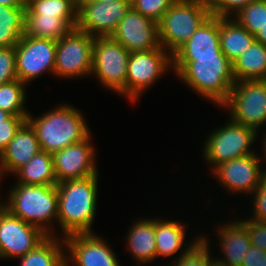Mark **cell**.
Returning <instances> with one entry per match:
<instances>
[{
    "label": "cell",
    "mask_w": 266,
    "mask_h": 266,
    "mask_svg": "<svg viewBox=\"0 0 266 266\" xmlns=\"http://www.w3.org/2000/svg\"><path fill=\"white\" fill-rule=\"evenodd\" d=\"M172 68L186 86L219 107L228 99L236 82L232 62L225 55L172 57Z\"/></svg>",
    "instance_id": "obj_1"
},
{
    "label": "cell",
    "mask_w": 266,
    "mask_h": 266,
    "mask_svg": "<svg viewBox=\"0 0 266 266\" xmlns=\"http://www.w3.org/2000/svg\"><path fill=\"white\" fill-rule=\"evenodd\" d=\"M98 179L97 174L56 185L58 190L57 221L63 235L93 232L91 225L97 209Z\"/></svg>",
    "instance_id": "obj_2"
},
{
    "label": "cell",
    "mask_w": 266,
    "mask_h": 266,
    "mask_svg": "<svg viewBox=\"0 0 266 266\" xmlns=\"http://www.w3.org/2000/svg\"><path fill=\"white\" fill-rule=\"evenodd\" d=\"M56 107L37 118L30 114L26 118L36 134L41 150L51 154L91 135L79 109L67 104Z\"/></svg>",
    "instance_id": "obj_3"
},
{
    "label": "cell",
    "mask_w": 266,
    "mask_h": 266,
    "mask_svg": "<svg viewBox=\"0 0 266 266\" xmlns=\"http://www.w3.org/2000/svg\"><path fill=\"white\" fill-rule=\"evenodd\" d=\"M16 184L2 207L13 216L39 227L48 236L54 235L51 226L58 218L57 186Z\"/></svg>",
    "instance_id": "obj_4"
},
{
    "label": "cell",
    "mask_w": 266,
    "mask_h": 266,
    "mask_svg": "<svg viewBox=\"0 0 266 266\" xmlns=\"http://www.w3.org/2000/svg\"><path fill=\"white\" fill-rule=\"evenodd\" d=\"M210 16L204 0H175L158 22L160 46L172 55Z\"/></svg>",
    "instance_id": "obj_5"
},
{
    "label": "cell",
    "mask_w": 266,
    "mask_h": 266,
    "mask_svg": "<svg viewBox=\"0 0 266 266\" xmlns=\"http://www.w3.org/2000/svg\"><path fill=\"white\" fill-rule=\"evenodd\" d=\"M130 52L111 36L94 37L92 71L107 89L126 97V78Z\"/></svg>",
    "instance_id": "obj_6"
},
{
    "label": "cell",
    "mask_w": 266,
    "mask_h": 266,
    "mask_svg": "<svg viewBox=\"0 0 266 266\" xmlns=\"http://www.w3.org/2000/svg\"><path fill=\"white\" fill-rule=\"evenodd\" d=\"M220 107H227L233 122L259 131L258 127L266 123V83L263 80L235 82Z\"/></svg>",
    "instance_id": "obj_7"
},
{
    "label": "cell",
    "mask_w": 266,
    "mask_h": 266,
    "mask_svg": "<svg viewBox=\"0 0 266 266\" xmlns=\"http://www.w3.org/2000/svg\"><path fill=\"white\" fill-rule=\"evenodd\" d=\"M257 133L250 127L228 120L224 127L214 130L207 137L203 151L206 163L212 164L213 170L223 162L255 154L249 148L255 142Z\"/></svg>",
    "instance_id": "obj_8"
},
{
    "label": "cell",
    "mask_w": 266,
    "mask_h": 266,
    "mask_svg": "<svg viewBox=\"0 0 266 266\" xmlns=\"http://www.w3.org/2000/svg\"><path fill=\"white\" fill-rule=\"evenodd\" d=\"M93 42V36L76 28L57 40L54 75L66 79L92 75Z\"/></svg>",
    "instance_id": "obj_9"
},
{
    "label": "cell",
    "mask_w": 266,
    "mask_h": 266,
    "mask_svg": "<svg viewBox=\"0 0 266 266\" xmlns=\"http://www.w3.org/2000/svg\"><path fill=\"white\" fill-rule=\"evenodd\" d=\"M170 66L172 67V55L163 47L131 52L127 67L126 97L132 103L137 101L141 92L158 81Z\"/></svg>",
    "instance_id": "obj_10"
},
{
    "label": "cell",
    "mask_w": 266,
    "mask_h": 266,
    "mask_svg": "<svg viewBox=\"0 0 266 266\" xmlns=\"http://www.w3.org/2000/svg\"><path fill=\"white\" fill-rule=\"evenodd\" d=\"M17 79L30 83L43 73L54 74L56 62V40L22 35L15 45Z\"/></svg>",
    "instance_id": "obj_11"
},
{
    "label": "cell",
    "mask_w": 266,
    "mask_h": 266,
    "mask_svg": "<svg viewBox=\"0 0 266 266\" xmlns=\"http://www.w3.org/2000/svg\"><path fill=\"white\" fill-rule=\"evenodd\" d=\"M48 235L39 227L26 223L0 208V257L19 258L24 256Z\"/></svg>",
    "instance_id": "obj_12"
},
{
    "label": "cell",
    "mask_w": 266,
    "mask_h": 266,
    "mask_svg": "<svg viewBox=\"0 0 266 266\" xmlns=\"http://www.w3.org/2000/svg\"><path fill=\"white\" fill-rule=\"evenodd\" d=\"M131 8V2L86 1L77 7L76 29L93 37L111 36Z\"/></svg>",
    "instance_id": "obj_13"
},
{
    "label": "cell",
    "mask_w": 266,
    "mask_h": 266,
    "mask_svg": "<svg viewBox=\"0 0 266 266\" xmlns=\"http://www.w3.org/2000/svg\"><path fill=\"white\" fill-rule=\"evenodd\" d=\"M90 139L89 135L52 154L57 184L99 174L95 165V148L89 143Z\"/></svg>",
    "instance_id": "obj_14"
},
{
    "label": "cell",
    "mask_w": 266,
    "mask_h": 266,
    "mask_svg": "<svg viewBox=\"0 0 266 266\" xmlns=\"http://www.w3.org/2000/svg\"><path fill=\"white\" fill-rule=\"evenodd\" d=\"M68 255H65L66 266L69 260L75 266H121L111 246L94 233H75L63 237Z\"/></svg>",
    "instance_id": "obj_15"
},
{
    "label": "cell",
    "mask_w": 266,
    "mask_h": 266,
    "mask_svg": "<svg viewBox=\"0 0 266 266\" xmlns=\"http://www.w3.org/2000/svg\"><path fill=\"white\" fill-rule=\"evenodd\" d=\"M111 37L130 53L160 48L158 23L132 7L119 22Z\"/></svg>",
    "instance_id": "obj_16"
},
{
    "label": "cell",
    "mask_w": 266,
    "mask_h": 266,
    "mask_svg": "<svg viewBox=\"0 0 266 266\" xmlns=\"http://www.w3.org/2000/svg\"><path fill=\"white\" fill-rule=\"evenodd\" d=\"M261 159L257 154H251L223 162L213 169L214 177L228 191L251 195L260 186Z\"/></svg>",
    "instance_id": "obj_17"
},
{
    "label": "cell",
    "mask_w": 266,
    "mask_h": 266,
    "mask_svg": "<svg viewBox=\"0 0 266 266\" xmlns=\"http://www.w3.org/2000/svg\"><path fill=\"white\" fill-rule=\"evenodd\" d=\"M41 151L34 130L25 122L0 154V171L14 174L19 168Z\"/></svg>",
    "instance_id": "obj_18"
},
{
    "label": "cell",
    "mask_w": 266,
    "mask_h": 266,
    "mask_svg": "<svg viewBox=\"0 0 266 266\" xmlns=\"http://www.w3.org/2000/svg\"><path fill=\"white\" fill-rule=\"evenodd\" d=\"M221 51L219 17L211 15L172 57H216Z\"/></svg>",
    "instance_id": "obj_19"
},
{
    "label": "cell",
    "mask_w": 266,
    "mask_h": 266,
    "mask_svg": "<svg viewBox=\"0 0 266 266\" xmlns=\"http://www.w3.org/2000/svg\"><path fill=\"white\" fill-rule=\"evenodd\" d=\"M229 223L221 225L217 230L224 259L215 258V260L224 266H242L245 254L251 246L248 229L241 220Z\"/></svg>",
    "instance_id": "obj_20"
},
{
    "label": "cell",
    "mask_w": 266,
    "mask_h": 266,
    "mask_svg": "<svg viewBox=\"0 0 266 266\" xmlns=\"http://www.w3.org/2000/svg\"><path fill=\"white\" fill-rule=\"evenodd\" d=\"M185 226L178 221L155 219V238L157 257H168L181 251V255L187 253L202 237L196 238L193 242L184 244ZM184 245V246H183ZM188 245H190L188 247ZM186 247V249L183 247ZM183 249V251H182Z\"/></svg>",
    "instance_id": "obj_21"
},
{
    "label": "cell",
    "mask_w": 266,
    "mask_h": 266,
    "mask_svg": "<svg viewBox=\"0 0 266 266\" xmlns=\"http://www.w3.org/2000/svg\"><path fill=\"white\" fill-rule=\"evenodd\" d=\"M135 224V225H134ZM127 235V246L130 254L142 264L157 258L155 238V218L135 222Z\"/></svg>",
    "instance_id": "obj_22"
},
{
    "label": "cell",
    "mask_w": 266,
    "mask_h": 266,
    "mask_svg": "<svg viewBox=\"0 0 266 266\" xmlns=\"http://www.w3.org/2000/svg\"><path fill=\"white\" fill-rule=\"evenodd\" d=\"M219 17V34L222 53L233 63L255 41V36L234 18Z\"/></svg>",
    "instance_id": "obj_23"
},
{
    "label": "cell",
    "mask_w": 266,
    "mask_h": 266,
    "mask_svg": "<svg viewBox=\"0 0 266 266\" xmlns=\"http://www.w3.org/2000/svg\"><path fill=\"white\" fill-rule=\"evenodd\" d=\"M77 17L26 15L25 35L59 40L76 27Z\"/></svg>",
    "instance_id": "obj_24"
},
{
    "label": "cell",
    "mask_w": 266,
    "mask_h": 266,
    "mask_svg": "<svg viewBox=\"0 0 266 266\" xmlns=\"http://www.w3.org/2000/svg\"><path fill=\"white\" fill-rule=\"evenodd\" d=\"M236 82L266 79V46L255 40L251 46L232 63Z\"/></svg>",
    "instance_id": "obj_25"
},
{
    "label": "cell",
    "mask_w": 266,
    "mask_h": 266,
    "mask_svg": "<svg viewBox=\"0 0 266 266\" xmlns=\"http://www.w3.org/2000/svg\"><path fill=\"white\" fill-rule=\"evenodd\" d=\"M15 175L17 183L26 185H57L54 173L53 156L51 153L40 151L29 162L19 168Z\"/></svg>",
    "instance_id": "obj_26"
},
{
    "label": "cell",
    "mask_w": 266,
    "mask_h": 266,
    "mask_svg": "<svg viewBox=\"0 0 266 266\" xmlns=\"http://www.w3.org/2000/svg\"><path fill=\"white\" fill-rule=\"evenodd\" d=\"M56 238L54 235L47 236L33 250L19 257L20 266H66L65 255L62 245L65 240Z\"/></svg>",
    "instance_id": "obj_27"
},
{
    "label": "cell",
    "mask_w": 266,
    "mask_h": 266,
    "mask_svg": "<svg viewBox=\"0 0 266 266\" xmlns=\"http://www.w3.org/2000/svg\"><path fill=\"white\" fill-rule=\"evenodd\" d=\"M27 7L0 5V47L15 46L25 33Z\"/></svg>",
    "instance_id": "obj_28"
},
{
    "label": "cell",
    "mask_w": 266,
    "mask_h": 266,
    "mask_svg": "<svg viewBox=\"0 0 266 266\" xmlns=\"http://www.w3.org/2000/svg\"><path fill=\"white\" fill-rule=\"evenodd\" d=\"M23 82L15 79L0 85V109L12 116H28L31 114L24 108L26 92Z\"/></svg>",
    "instance_id": "obj_29"
},
{
    "label": "cell",
    "mask_w": 266,
    "mask_h": 266,
    "mask_svg": "<svg viewBox=\"0 0 266 266\" xmlns=\"http://www.w3.org/2000/svg\"><path fill=\"white\" fill-rule=\"evenodd\" d=\"M26 15L77 17V6L71 0H32Z\"/></svg>",
    "instance_id": "obj_30"
},
{
    "label": "cell",
    "mask_w": 266,
    "mask_h": 266,
    "mask_svg": "<svg viewBox=\"0 0 266 266\" xmlns=\"http://www.w3.org/2000/svg\"><path fill=\"white\" fill-rule=\"evenodd\" d=\"M234 19L255 36L266 26V0H253Z\"/></svg>",
    "instance_id": "obj_31"
},
{
    "label": "cell",
    "mask_w": 266,
    "mask_h": 266,
    "mask_svg": "<svg viewBox=\"0 0 266 266\" xmlns=\"http://www.w3.org/2000/svg\"><path fill=\"white\" fill-rule=\"evenodd\" d=\"M185 254L173 260L171 266H207L213 259L210 255L209 240L204 236ZM170 266V265H169Z\"/></svg>",
    "instance_id": "obj_32"
},
{
    "label": "cell",
    "mask_w": 266,
    "mask_h": 266,
    "mask_svg": "<svg viewBox=\"0 0 266 266\" xmlns=\"http://www.w3.org/2000/svg\"><path fill=\"white\" fill-rule=\"evenodd\" d=\"M174 1L175 0H132L131 7L144 17L158 23Z\"/></svg>",
    "instance_id": "obj_33"
},
{
    "label": "cell",
    "mask_w": 266,
    "mask_h": 266,
    "mask_svg": "<svg viewBox=\"0 0 266 266\" xmlns=\"http://www.w3.org/2000/svg\"><path fill=\"white\" fill-rule=\"evenodd\" d=\"M209 7L210 14L220 18H228L237 14L253 0H204Z\"/></svg>",
    "instance_id": "obj_34"
},
{
    "label": "cell",
    "mask_w": 266,
    "mask_h": 266,
    "mask_svg": "<svg viewBox=\"0 0 266 266\" xmlns=\"http://www.w3.org/2000/svg\"><path fill=\"white\" fill-rule=\"evenodd\" d=\"M17 79L15 46L0 47V85Z\"/></svg>",
    "instance_id": "obj_35"
},
{
    "label": "cell",
    "mask_w": 266,
    "mask_h": 266,
    "mask_svg": "<svg viewBox=\"0 0 266 266\" xmlns=\"http://www.w3.org/2000/svg\"><path fill=\"white\" fill-rule=\"evenodd\" d=\"M27 116H11L0 124V154L9 142L14 138L16 132L26 122Z\"/></svg>",
    "instance_id": "obj_36"
},
{
    "label": "cell",
    "mask_w": 266,
    "mask_h": 266,
    "mask_svg": "<svg viewBox=\"0 0 266 266\" xmlns=\"http://www.w3.org/2000/svg\"><path fill=\"white\" fill-rule=\"evenodd\" d=\"M241 222L248 229L251 245L266 251V222L250 220L249 218L248 220H242Z\"/></svg>",
    "instance_id": "obj_37"
},
{
    "label": "cell",
    "mask_w": 266,
    "mask_h": 266,
    "mask_svg": "<svg viewBox=\"0 0 266 266\" xmlns=\"http://www.w3.org/2000/svg\"><path fill=\"white\" fill-rule=\"evenodd\" d=\"M252 194L254 211H252L253 217L250 220L266 222V190L259 186Z\"/></svg>",
    "instance_id": "obj_38"
},
{
    "label": "cell",
    "mask_w": 266,
    "mask_h": 266,
    "mask_svg": "<svg viewBox=\"0 0 266 266\" xmlns=\"http://www.w3.org/2000/svg\"><path fill=\"white\" fill-rule=\"evenodd\" d=\"M242 266H266V251L251 245Z\"/></svg>",
    "instance_id": "obj_39"
},
{
    "label": "cell",
    "mask_w": 266,
    "mask_h": 266,
    "mask_svg": "<svg viewBox=\"0 0 266 266\" xmlns=\"http://www.w3.org/2000/svg\"><path fill=\"white\" fill-rule=\"evenodd\" d=\"M0 5L10 7H27L26 0H0Z\"/></svg>",
    "instance_id": "obj_40"
},
{
    "label": "cell",
    "mask_w": 266,
    "mask_h": 266,
    "mask_svg": "<svg viewBox=\"0 0 266 266\" xmlns=\"http://www.w3.org/2000/svg\"><path fill=\"white\" fill-rule=\"evenodd\" d=\"M255 40L266 46V26L255 35Z\"/></svg>",
    "instance_id": "obj_41"
},
{
    "label": "cell",
    "mask_w": 266,
    "mask_h": 266,
    "mask_svg": "<svg viewBox=\"0 0 266 266\" xmlns=\"http://www.w3.org/2000/svg\"><path fill=\"white\" fill-rule=\"evenodd\" d=\"M12 115L2 109H0V124H4V121L9 119Z\"/></svg>",
    "instance_id": "obj_42"
},
{
    "label": "cell",
    "mask_w": 266,
    "mask_h": 266,
    "mask_svg": "<svg viewBox=\"0 0 266 266\" xmlns=\"http://www.w3.org/2000/svg\"><path fill=\"white\" fill-rule=\"evenodd\" d=\"M266 167V166H265ZM260 186L266 190V168L261 171V180H260Z\"/></svg>",
    "instance_id": "obj_43"
},
{
    "label": "cell",
    "mask_w": 266,
    "mask_h": 266,
    "mask_svg": "<svg viewBox=\"0 0 266 266\" xmlns=\"http://www.w3.org/2000/svg\"><path fill=\"white\" fill-rule=\"evenodd\" d=\"M263 137H264V138H263V140H262V141H263V142H262V144H263V147H262V148H264V150H263V151H264V153H263V154H264V157H263V158H264V160H265V161H263V162L265 163V162H266V135H264Z\"/></svg>",
    "instance_id": "obj_44"
},
{
    "label": "cell",
    "mask_w": 266,
    "mask_h": 266,
    "mask_svg": "<svg viewBox=\"0 0 266 266\" xmlns=\"http://www.w3.org/2000/svg\"><path fill=\"white\" fill-rule=\"evenodd\" d=\"M207 266H224L220 262L214 260V258L207 264Z\"/></svg>",
    "instance_id": "obj_45"
},
{
    "label": "cell",
    "mask_w": 266,
    "mask_h": 266,
    "mask_svg": "<svg viewBox=\"0 0 266 266\" xmlns=\"http://www.w3.org/2000/svg\"><path fill=\"white\" fill-rule=\"evenodd\" d=\"M90 1H97V2H114V1H124V2H131L132 0H90Z\"/></svg>",
    "instance_id": "obj_46"
},
{
    "label": "cell",
    "mask_w": 266,
    "mask_h": 266,
    "mask_svg": "<svg viewBox=\"0 0 266 266\" xmlns=\"http://www.w3.org/2000/svg\"><path fill=\"white\" fill-rule=\"evenodd\" d=\"M77 7L88 0H71Z\"/></svg>",
    "instance_id": "obj_47"
}]
</instances>
